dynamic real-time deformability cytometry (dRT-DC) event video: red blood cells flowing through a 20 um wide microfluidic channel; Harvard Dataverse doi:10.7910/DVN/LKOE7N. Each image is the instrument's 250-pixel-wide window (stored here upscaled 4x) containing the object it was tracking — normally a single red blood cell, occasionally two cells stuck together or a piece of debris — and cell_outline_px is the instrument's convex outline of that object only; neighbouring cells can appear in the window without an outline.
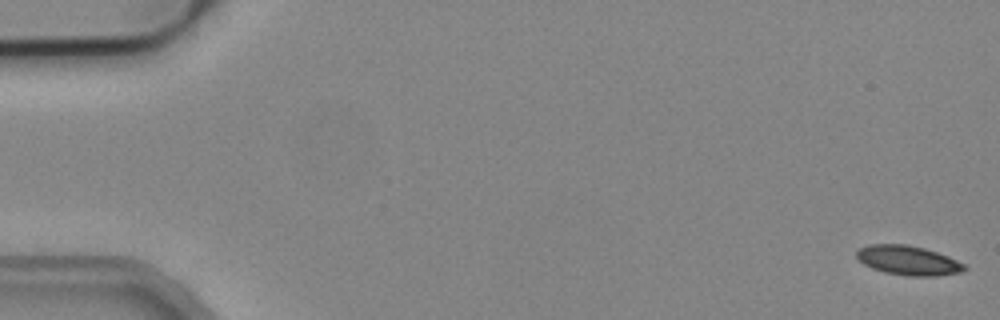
{"species": "common noctule bat (a hibernating species)", "species_latin": "Nyctalus noctula", "temperature_condition": "cold", "stored_images_in_passage": 5, "camera_frame_rate_fps": 3000, "um_per_image_px": 0.085, "animal": {"sex": "male", "body_mass_g": 19.2, "forearm_length_mm": 51.8}, "frame": {"image": 1, "passage_image": 1, "time_ms": 0.0, "image_size_px": [1000, 320], "cell_outline_px": [[968, 268], [964, 272], [936, 276], [908, 276], [884, 272], [872, 268], [864, 264], [856, 256], [856, 248], [868, 244], [908, 244], [924, 248], [948, 256], [964, 264]], "centroid_in_image_um": [77.19, 22.13], "position_along_channel_um": 7.8, "area_um2": 18.67}}